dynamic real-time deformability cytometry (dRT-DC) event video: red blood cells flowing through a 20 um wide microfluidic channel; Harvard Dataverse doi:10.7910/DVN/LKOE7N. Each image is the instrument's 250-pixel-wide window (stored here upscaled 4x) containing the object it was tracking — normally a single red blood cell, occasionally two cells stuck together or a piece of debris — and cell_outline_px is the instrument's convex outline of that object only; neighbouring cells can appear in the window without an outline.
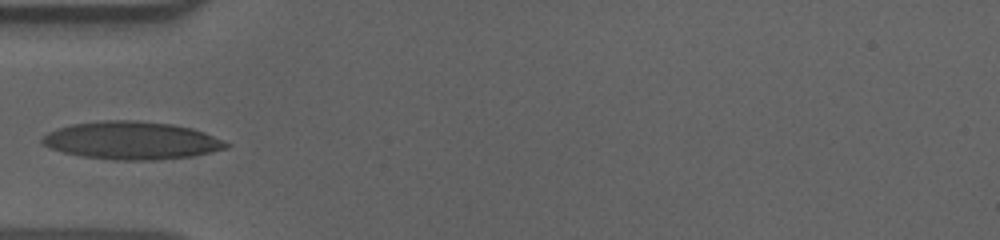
{"species": "human", "species_latin": "Homo sapiens", "temperature_condition": "cold", "stored_images_in_passage": 6, "camera_frame_rate_fps": 3000, "um_per_image_px": 0.085, "donor": {"sex": "male"}, "frame": {"image": 1, "passage_image": 1, "time_ms": 0.0, "image_size_px": [1000, 240], "cell_outline_px": [[232, 144], [228, 148], [192, 156], [160, 160], [112, 160], [80, 156], [48, 148], [40, 140], [48, 132], [56, 128], [72, 124], [100, 120], [136, 120], [172, 124], [192, 128], [204, 132], [224, 140]], "centroid_in_image_um": [11.2, 11.94], "position_along_channel_um": 73.8, "area_um2": 40.86}}
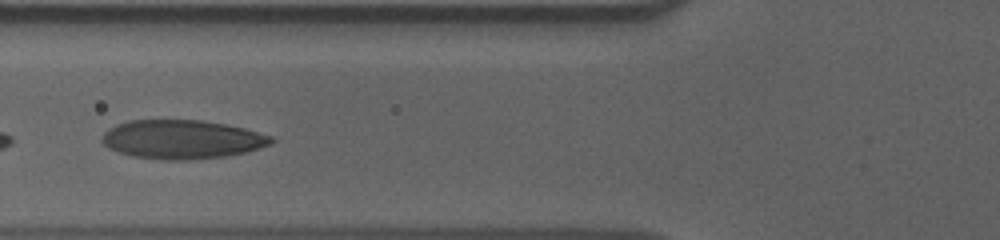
{"frame": {"image": 2, "passage_image": 4, "time_ms": 1.0, "image_size_px": [1000, 240], "cell_outline_px": [[276, 140], [272, 144], [248, 152], [224, 156], [188, 160], [164, 160], [132, 156], [108, 148], [100, 140], [104, 132], [108, 128], [116, 124], [128, 120], [200, 120], [224, 124], [244, 128], [272, 136]], "centroid_in_image_um": [15.47, 11.85], "position_along_channel_um": 110.3, "area_um2": 38.49}}